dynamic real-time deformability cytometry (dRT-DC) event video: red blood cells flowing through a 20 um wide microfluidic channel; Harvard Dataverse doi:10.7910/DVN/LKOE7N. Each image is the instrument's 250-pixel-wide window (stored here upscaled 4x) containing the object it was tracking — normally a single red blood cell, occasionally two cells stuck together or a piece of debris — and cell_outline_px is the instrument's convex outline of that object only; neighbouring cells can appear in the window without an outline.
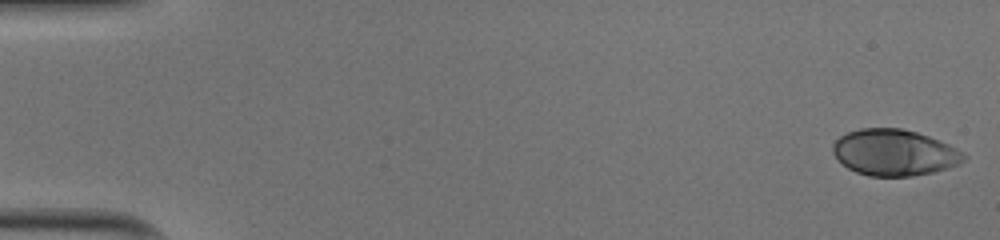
{"species": "human", "species_latin": "Homo sapiens", "temperature_condition": "cold", "stored_images_in_passage": 51, "camera_frame_rate_fps": 3000, "um_per_image_px": 0.085, "donor": {"sex": "male"}, "frame": {"image": 1, "passage_image": 1, "time_ms": 0.0, "image_size_px": [1000, 240], "cell_outline_px": [[968, 156], [964, 160], [948, 168], [932, 172], [912, 176], [868, 176], [856, 172], [848, 168], [832, 152], [832, 144], [840, 136], [848, 132], [860, 128], [900, 128], [916, 132], [928, 136], [948, 144], [964, 152]], "centroid_in_image_um": [76.01, 12.96], "position_along_channel_um": 9.0, "area_um2": 35.14}}
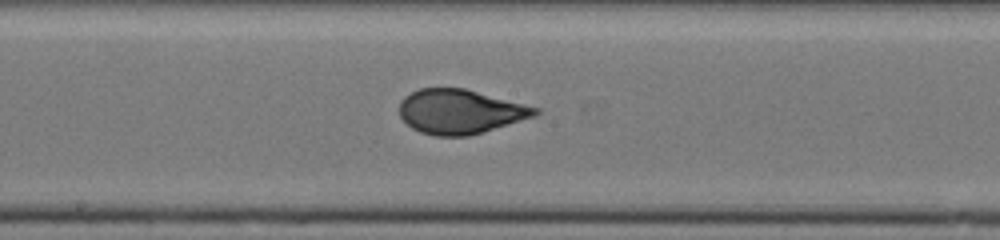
{"frame": {"image": 2, "passage_image": 28, "time_ms": 9.0, "image_size_px": [1000, 240], "cell_outline_px": [[540, 112], [536, 116], [468, 136], [436, 136], [420, 132], [412, 128], [400, 116], [400, 100], [404, 96], [420, 88], [464, 88], [540, 108]], "centroid_in_image_um": [39.11, 9.48], "position_along_channel_um": 209.1, "area_um2": 34.97}}
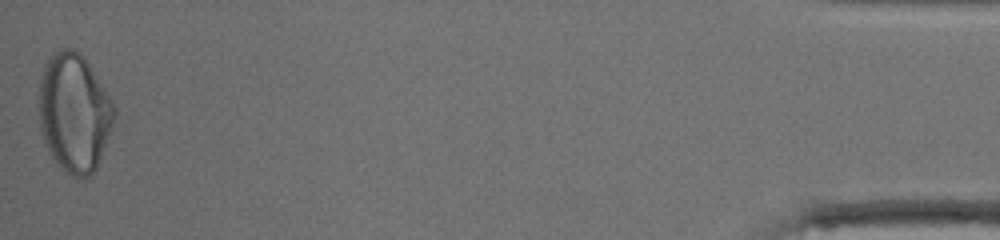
{"frame": {"image": 3, "passage_image": 51, "time_ms": 16.667, "image_size_px": [1000, 240], "cell_outline_px": [[116, 116], [96, 168], [88, 176], [72, 176], [60, 168], [56, 164], [48, 152], [44, 144], [40, 132], [40, 80], [44, 64], [52, 52], [60, 48], [72, 48], [84, 56], [112, 100], [116, 108]], "centroid_in_image_um": [6.3, 9.56], "position_along_channel_um": 428.9, "area_um2": 52.14}, "authors_computed_cell_mechanics": {"area_um2": 35.2002, "velocity_mm_per_s": 4.0129, "shape_relaxation_time_tau1_ms": 4.1935, "shape_relaxation_time_tau2_ms": null, "deformation_change_tau1": 0.1685, "deformation_change_tau2": null}}